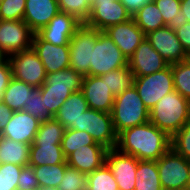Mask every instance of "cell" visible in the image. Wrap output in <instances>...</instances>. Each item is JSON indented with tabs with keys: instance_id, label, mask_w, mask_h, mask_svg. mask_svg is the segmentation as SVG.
<instances>
[{
	"instance_id": "cell-1",
	"label": "cell",
	"mask_w": 190,
	"mask_h": 190,
	"mask_svg": "<svg viewBox=\"0 0 190 190\" xmlns=\"http://www.w3.org/2000/svg\"><path fill=\"white\" fill-rule=\"evenodd\" d=\"M116 148L138 160L157 161L171 149V137L148 121L120 132Z\"/></svg>"
},
{
	"instance_id": "cell-2",
	"label": "cell",
	"mask_w": 190,
	"mask_h": 190,
	"mask_svg": "<svg viewBox=\"0 0 190 190\" xmlns=\"http://www.w3.org/2000/svg\"><path fill=\"white\" fill-rule=\"evenodd\" d=\"M190 120V101L176 90L164 96L149 110V121L166 132L175 135Z\"/></svg>"
},
{
	"instance_id": "cell-3",
	"label": "cell",
	"mask_w": 190,
	"mask_h": 190,
	"mask_svg": "<svg viewBox=\"0 0 190 190\" xmlns=\"http://www.w3.org/2000/svg\"><path fill=\"white\" fill-rule=\"evenodd\" d=\"M111 116L115 132L119 134L124 129L148 122L149 109L133 86L115 97Z\"/></svg>"
},
{
	"instance_id": "cell-4",
	"label": "cell",
	"mask_w": 190,
	"mask_h": 190,
	"mask_svg": "<svg viewBox=\"0 0 190 190\" xmlns=\"http://www.w3.org/2000/svg\"><path fill=\"white\" fill-rule=\"evenodd\" d=\"M128 60L113 40L104 32L98 30V39L95 43L91 62L90 76H101L112 70L126 67Z\"/></svg>"
},
{
	"instance_id": "cell-5",
	"label": "cell",
	"mask_w": 190,
	"mask_h": 190,
	"mask_svg": "<svg viewBox=\"0 0 190 190\" xmlns=\"http://www.w3.org/2000/svg\"><path fill=\"white\" fill-rule=\"evenodd\" d=\"M97 39L98 29L82 23L70 40L69 68L83 77L89 75L91 56Z\"/></svg>"
},
{
	"instance_id": "cell-6",
	"label": "cell",
	"mask_w": 190,
	"mask_h": 190,
	"mask_svg": "<svg viewBox=\"0 0 190 190\" xmlns=\"http://www.w3.org/2000/svg\"><path fill=\"white\" fill-rule=\"evenodd\" d=\"M134 87L147 109H152L164 96L175 90L171 65L156 73L135 77Z\"/></svg>"
},
{
	"instance_id": "cell-7",
	"label": "cell",
	"mask_w": 190,
	"mask_h": 190,
	"mask_svg": "<svg viewBox=\"0 0 190 190\" xmlns=\"http://www.w3.org/2000/svg\"><path fill=\"white\" fill-rule=\"evenodd\" d=\"M159 179L163 190H186L189 160L172 148L157 160Z\"/></svg>"
},
{
	"instance_id": "cell-8",
	"label": "cell",
	"mask_w": 190,
	"mask_h": 190,
	"mask_svg": "<svg viewBox=\"0 0 190 190\" xmlns=\"http://www.w3.org/2000/svg\"><path fill=\"white\" fill-rule=\"evenodd\" d=\"M76 130L88 132L96 143L107 149L117 146L118 134L113 126L111 113L89 108L82 113Z\"/></svg>"
},
{
	"instance_id": "cell-9",
	"label": "cell",
	"mask_w": 190,
	"mask_h": 190,
	"mask_svg": "<svg viewBox=\"0 0 190 190\" xmlns=\"http://www.w3.org/2000/svg\"><path fill=\"white\" fill-rule=\"evenodd\" d=\"M13 78L25 82L33 88H40L46 80V72L40 58L30 48L7 57Z\"/></svg>"
},
{
	"instance_id": "cell-10",
	"label": "cell",
	"mask_w": 190,
	"mask_h": 190,
	"mask_svg": "<svg viewBox=\"0 0 190 190\" xmlns=\"http://www.w3.org/2000/svg\"><path fill=\"white\" fill-rule=\"evenodd\" d=\"M34 32L23 20H0V50L9 57L32 48Z\"/></svg>"
},
{
	"instance_id": "cell-11",
	"label": "cell",
	"mask_w": 190,
	"mask_h": 190,
	"mask_svg": "<svg viewBox=\"0 0 190 190\" xmlns=\"http://www.w3.org/2000/svg\"><path fill=\"white\" fill-rule=\"evenodd\" d=\"M131 18L132 16L119 0H94L85 24L104 31Z\"/></svg>"
},
{
	"instance_id": "cell-12",
	"label": "cell",
	"mask_w": 190,
	"mask_h": 190,
	"mask_svg": "<svg viewBox=\"0 0 190 190\" xmlns=\"http://www.w3.org/2000/svg\"><path fill=\"white\" fill-rule=\"evenodd\" d=\"M146 39L168 65L185 61L186 52L177 38L175 30L162 27L146 34Z\"/></svg>"
},
{
	"instance_id": "cell-13",
	"label": "cell",
	"mask_w": 190,
	"mask_h": 190,
	"mask_svg": "<svg viewBox=\"0 0 190 190\" xmlns=\"http://www.w3.org/2000/svg\"><path fill=\"white\" fill-rule=\"evenodd\" d=\"M106 164L111 169L119 190H134L138 159L113 148L107 151Z\"/></svg>"
},
{
	"instance_id": "cell-14",
	"label": "cell",
	"mask_w": 190,
	"mask_h": 190,
	"mask_svg": "<svg viewBox=\"0 0 190 190\" xmlns=\"http://www.w3.org/2000/svg\"><path fill=\"white\" fill-rule=\"evenodd\" d=\"M82 24L73 15L59 11L50 22L36 34L49 43L57 46L69 45L76 29Z\"/></svg>"
},
{
	"instance_id": "cell-15",
	"label": "cell",
	"mask_w": 190,
	"mask_h": 190,
	"mask_svg": "<svg viewBox=\"0 0 190 190\" xmlns=\"http://www.w3.org/2000/svg\"><path fill=\"white\" fill-rule=\"evenodd\" d=\"M32 48L40 58L46 74L69 68V45L57 46L42 40L36 33L33 36Z\"/></svg>"
},
{
	"instance_id": "cell-16",
	"label": "cell",
	"mask_w": 190,
	"mask_h": 190,
	"mask_svg": "<svg viewBox=\"0 0 190 190\" xmlns=\"http://www.w3.org/2000/svg\"><path fill=\"white\" fill-rule=\"evenodd\" d=\"M135 77L146 76L165 69L168 63L145 38L127 63Z\"/></svg>"
},
{
	"instance_id": "cell-17",
	"label": "cell",
	"mask_w": 190,
	"mask_h": 190,
	"mask_svg": "<svg viewBox=\"0 0 190 190\" xmlns=\"http://www.w3.org/2000/svg\"><path fill=\"white\" fill-rule=\"evenodd\" d=\"M104 32L113 40L127 60L146 38V34L137 26L133 18L113 25Z\"/></svg>"
},
{
	"instance_id": "cell-18",
	"label": "cell",
	"mask_w": 190,
	"mask_h": 190,
	"mask_svg": "<svg viewBox=\"0 0 190 190\" xmlns=\"http://www.w3.org/2000/svg\"><path fill=\"white\" fill-rule=\"evenodd\" d=\"M81 92L89 108L111 113L115 96L110 92L106 80L100 76H84Z\"/></svg>"
},
{
	"instance_id": "cell-19",
	"label": "cell",
	"mask_w": 190,
	"mask_h": 190,
	"mask_svg": "<svg viewBox=\"0 0 190 190\" xmlns=\"http://www.w3.org/2000/svg\"><path fill=\"white\" fill-rule=\"evenodd\" d=\"M41 121L24 110L14 111L0 136L31 145Z\"/></svg>"
},
{
	"instance_id": "cell-20",
	"label": "cell",
	"mask_w": 190,
	"mask_h": 190,
	"mask_svg": "<svg viewBox=\"0 0 190 190\" xmlns=\"http://www.w3.org/2000/svg\"><path fill=\"white\" fill-rule=\"evenodd\" d=\"M108 150L103 145H85L71 153L66 158V163L69 167L88 175L106 163Z\"/></svg>"
},
{
	"instance_id": "cell-21",
	"label": "cell",
	"mask_w": 190,
	"mask_h": 190,
	"mask_svg": "<svg viewBox=\"0 0 190 190\" xmlns=\"http://www.w3.org/2000/svg\"><path fill=\"white\" fill-rule=\"evenodd\" d=\"M57 0H26L23 21L37 33L59 12Z\"/></svg>"
},
{
	"instance_id": "cell-22",
	"label": "cell",
	"mask_w": 190,
	"mask_h": 190,
	"mask_svg": "<svg viewBox=\"0 0 190 190\" xmlns=\"http://www.w3.org/2000/svg\"><path fill=\"white\" fill-rule=\"evenodd\" d=\"M89 109L84 95L81 91L72 93L61 105L57 114L54 116L67 129L79 127V119L82 113Z\"/></svg>"
},
{
	"instance_id": "cell-23",
	"label": "cell",
	"mask_w": 190,
	"mask_h": 190,
	"mask_svg": "<svg viewBox=\"0 0 190 190\" xmlns=\"http://www.w3.org/2000/svg\"><path fill=\"white\" fill-rule=\"evenodd\" d=\"M67 164L61 143H32L29 153L30 166Z\"/></svg>"
},
{
	"instance_id": "cell-24",
	"label": "cell",
	"mask_w": 190,
	"mask_h": 190,
	"mask_svg": "<svg viewBox=\"0 0 190 190\" xmlns=\"http://www.w3.org/2000/svg\"><path fill=\"white\" fill-rule=\"evenodd\" d=\"M29 144L0 136V164L12 163L20 166L29 164Z\"/></svg>"
},
{
	"instance_id": "cell-25",
	"label": "cell",
	"mask_w": 190,
	"mask_h": 190,
	"mask_svg": "<svg viewBox=\"0 0 190 190\" xmlns=\"http://www.w3.org/2000/svg\"><path fill=\"white\" fill-rule=\"evenodd\" d=\"M83 76L72 68H66L46 75L45 83L40 88L69 89L73 93L81 91Z\"/></svg>"
},
{
	"instance_id": "cell-26",
	"label": "cell",
	"mask_w": 190,
	"mask_h": 190,
	"mask_svg": "<svg viewBox=\"0 0 190 190\" xmlns=\"http://www.w3.org/2000/svg\"><path fill=\"white\" fill-rule=\"evenodd\" d=\"M34 90L29 84L12 78L3 93V102L13 111L24 110Z\"/></svg>"
},
{
	"instance_id": "cell-27",
	"label": "cell",
	"mask_w": 190,
	"mask_h": 190,
	"mask_svg": "<svg viewBox=\"0 0 190 190\" xmlns=\"http://www.w3.org/2000/svg\"><path fill=\"white\" fill-rule=\"evenodd\" d=\"M134 190H163L157 161L138 160Z\"/></svg>"
},
{
	"instance_id": "cell-28",
	"label": "cell",
	"mask_w": 190,
	"mask_h": 190,
	"mask_svg": "<svg viewBox=\"0 0 190 190\" xmlns=\"http://www.w3.org/2000/svg\"><path fill=\"white\" fill-rule=\"evenodd\" d=\"M132 18L145 34L166 26L154 1L145 4Z\"/></svg>"
},
{
	"instance_id": "cell-29",
	"label": "cell",
	"mask_w": 190,
	"mask_h": 190,
	"mask_svg": "<svg viewBox=\"0 0 190 190\" xmlns=\"http://www.w3.org/2000/svg\"><path fill=\"white\" fill-rule=\"evenodd\" d=\"M102 80H106L110 92L116 97L134 86L135 75L128 65L123 68L112 70L109 73L100 76Z\"/></svg>"
},
{
	"instance_id": "cell-30",
	"label": "cell",
	"mask_w": 190,
	"mask_h": 190,
	"mask_svg": "<svg viewBox=\"0 0 190 190\" xmlns=\"http://www.w3.org/2000/svg\"><path fill=\"white\" fill-rule=\"evenodd\" d=\"M167 27L175 30L187 23L185 15L181 12L180 0H153Z\"/></svg>"
},
{
	"instance_id": "cell-31",
	"label": "cell",
	"mask_w": 190,
	"mask_h": 190,
	"mask_svg": "<svg viewBox=\"0 0 190 190\" xmlns=\"http://www.w3.org/2000/svg\"><path fill=\"white\" fill-rule=\"evenodd\" d=\"M85 145H101L96 143L93 137L86 131L76 129H67L64 132L61 148L65 158L77 149L83 148Z\"/></svg>"
},
{
	"instance_id": "cell-32",
	"label": "cell",
	"mask_w": 190,
	"mask_h": 190,
	"mask_svg": "<svg viewBox=\"0 0 190 190\" xmlns=\"http://www.w3.org/2000/svg\"><path fill=\"white\" fill-rule=\"evenodd\" d=\"M68 164H57V165H42V166H33V169L36 173V178L41 187H56L58 188L59 184L65 173V168Z\"/></svg>"
},
{
	"instance_id": "cell-33",
	"label": "cell",
	"mask_w": 190,
	"mask_h": 190,
	"mask_svg": "<svg viewBox=\"0 0 190 190\" xmlns=\"http://www.w3.org/2000/svg\"><path fill=\"white\" fill-rule=\"evenodd\" d=\"M65 127L55 118L41 121L34 143H61Z\"/></svg>"
},
{
	"instance_id": "cell-34",
	"label": "cell",
	"mask_w": 190,
	"mask_h": 190,
	"mask_svg": "<svg viewBox=\"0 0 190 190\" xmlns=\"http://www.w3.org/2000/svg\"><path fill=\"white\" fill-rule=\"evenodd\" d=\"M88 190H119L111 169L105 163L87 175Z\"/></svg>"
},
{
	"instance_id": "cell-35",
	"label": "cell",
	"mask_w": 190,
	"mask_h": 190,
	"mask_svg": "<svg viewBox=\"0 0 190 190\" xmlns=\"http://www.w3.org/2000/svg\"><path fill=\"white\" fill-rule=\"evenodd\" d=\"M174 89L190 101V66L185 62L171 64Z\"/></svg>"
},
{
	"instance_id": "cell-36",
	"label": "cell",
	"mask_w": 190,
	"mask_h": 190,
	"mask_svg": "<svg viewBox=\"0 0 190 190\" xmlns=\"http://www.w3.org/2000/svg\"><path fill=\"white\" fill-rule=\"evenodd\" d=\"M42 92L44 107L49 110V113L54 117L61 105L73 93L69 89L59 88H39Z\"/></svg>"
},
{
	"instance_id": "cell-37",
	"label": "cell",
	"mask_w": 190,
	"mask_h": 190,
	"mask_svg": "<svg viewBox=\"0 0 190 190\" xmlns=\"http://www.w3.org/2000/svg\"><path fill=\"white\" fill-rule=\"evenodd\" d=\"M58 186L59 190H88L87 174L67 166Z\"/></svg>"
},
{
	"instance_id": "cell-38",
	"label": "cell",
	"mask_w": 190,
	"mask_h": 190,
	"mask_svg": "<svg viewBox=\"0 0 190 190\" xmlns=\"http://www.w3.org/2000/svg\"><path fill=\"white\" fill-rule=\"evenodd\" d=\"M22 168L12 163L0 164V190H17Z\"/></svg>"
},
{
	"instance_id": "cell-39",
	"label": "cell",
	"mask_w": 190,
	"mask_h": 190,
	"mask_svg": "<svg viewBox=\"0 0 190 190\" xmlns=\"http://www.w3.org/2000/svg\"><path fill=\"white\" fill-rule=\"evenodd\" d=\"M59 10L73 15L82 23H85L90 15L91 7L85 0H57Z\"/></svg>"
},
{
	"instance_id": "cell-40",
	"label": "cell",
	"mask_w": 190,
	"mask_h": 190,
	"mask_svg": "<svg viewBox=\"0 0 190 190\" xmlns=\"http://www.w3.org/2000/svg\"><path fill=\"white\" fill-rule=\"evenodd\" d=\"M42 99L43 96L41 90L39 88H34V90L31 92L28 103L24 107V111L30 113L32 116L38 118L40 121L54 118L49 113V110L44 107Z\"/></svg>"
},
{
	"instance_id": "cell-41",
	"label": "cell",
	"mask_w": 190,
	"mask_h": 190,
	"mask_svg": "<svg viewBox=\"0 0 190 190\" xmlns=\"http://www.w3.org/2000/svg\"><path fill=\"white\" fill-rule=\"evenodd\" d=\"M171 148L177 154L190 160V120L171 137Z\"/></svg>"
},
{
	"instance_id": "cell-42",
	"label": "cell",
	"mask_w": 190,
	"mask_h": 190,
	"mask_svg": "<svg viewBox=\"0 0 190 190\" xmlns=\"http://www.w3.org/2000/svg\"><path fill=\"white\" fill-rule=\"evenodd\" d=\"M26 0H2L0 20H23Z\"/></svg>"
},
{
	"instance_id": "cell-43",
	"label": "cell",
	"mask_w": 190,
	"mask_h": 190,
	"mask_svg": "<svg viewBox=\"0 0 190 190\" xmlns=\"http://www.w3.org/2000/svg\"><path fill=\"white\" fill-rule=\"evenodd\" d=\"M39 189V184L36 178V173L33 166H23L21 174L18 178L17 190H33Z\"/></svg>"
},
{
	"instance_id": "cell-44",
	"label": "cell",
	"mask_w": 190,
	"mask_h": 190,
	"mask_svg": "<svg viewBox=\"0 0 190 190\" xmlns=\"http://www.w3.org/2000/svg\"><path fill=\"white\" fill-rule=\"evenodd\" d=\"M13 78L11 73V67L9 60L5 57L0 62V101L3 100V93L7 86L9 85L10 80Z\"/></svg>"
},
{
	"instance_id": "cell-45",
	"label": "cell",
	"mask_w": 190,
	"mask_h": 190,
	"mask_svg": "<svg viewBox=\"0 0 190 190\" xmlns=\"http://www.w3.org/2000/svg\"><path fill=\"white\" fill-rule=\"evenodd\" d=\"M177 38L181 42V45L186 53L190 52V22H187L175 29Z\"/></svg>"
},
{
	"instance_id": "cell-46",
	"label": "cell",
	"mask_w": 190,
	"mask_h": 190,
	"mask_svg": "<svg viewBox=\"0 0 190 190\" xmlns=\"http://www.w3.org/2000/svg\"><path fill=\"white\" fill-rule=\"evenodd\" d=\"M125 7L128 13L133 16L136 14L140 8L145 4L153 0H119Z\"/></svg>"
},
{
	"instance_id": "cell-47",
	"label": "cell",
	"mask_w": 190,
	"mask_h": 190,
	"mask_svg": "<svg viewBox=\"0 0 190 190\" xmlns=\"http://www.w3.org/2000/svg\"><path fill=\"white\" fill-rule=\"evenodd\" d=\"M14 111L3 101H0V134L11 119Z\"/></svg>"
},
{
	"instance_id": "cell-48",
	"label": "cell",
	"mask_w": 190,
	"mask_h": 190,
	"mask_svg": "<svg viewBox=\"0 0 190 190\" xmlns=\"http://www.w3.org/2000/svg\"><path fill=\"white\" fill-rule=\"evenodd\" d=\"M181 12L185 15L188 22H190V0H181Z\"/></svg>"
},
{
	"instance_id": "cell-49",
	"label": "cell",
	"mask_w": 190,
	"mask_h": 190,
	"mask_svg": "<svg viewBox=\"0 0 190 190\" xmlns=\"http://www.w3.org/2000/svg\"><path fill=\"white\" fill-rule=\"evenodd\" d=\"M39 190H59V189L56 187H41L39 188Z\"/></svg>"
},
{
	"instance_id": "cell-50",
	"label": "cell",
	"mask_w": 190,
	"mask_h": 190,
	"mask_svg": "<svg viewBox=\"0 0 190 190\" xmlns=\"http://www.w3.org/2000/svg\"><path fill=\"white\" fill-rule=\"evenodd\" d=\"M190 190V160H189V176H188V184H187V189Z\"/></svg>"
},
{
	"instance_id": "cell-51",
	"label": "cell",
	"mask_w": 190,
	"mask_h": 190,
	"mask_svg": "<svg viewBox=\"0 0 190 190\" xmlns=\"http://www.w3.org/2000/svg\"><path fill=\"white\" fill-rule=\"evenodd\" d=\"M185 62L190 66V52L186 54Z\"/></svg>"
},
{
	"instance_id": "cell-52",
	"label": "cell",
	"mask_w": 190,
	"mask_h": 190,
	"mask_svg": "<svg viewBox=\"0 0 190 190\" xmlns=\"http://www.w3.org/2000/svg\"><path fill=\"white\" fill-rule=\"evenodd\" d=\"M85 2H87V4L91 7L92 4H93V2H94V0H85Z\"/></svg>"
},
{
	"instance_id": "cell-53",
	"label": "cell",
	"mask_w": 190,
	"mask_h": 190,
	"mask_svg": "<svg viewBox=\"0 0 190 190\" xmlns=\"http://www.w3.org/2000/svg\"><path fill=\"white\" fill-rule=\"evenodd\" d=\"M6 56L1 52L0 50V62L5 58Z\"/></svg>"
}]
</instances>
